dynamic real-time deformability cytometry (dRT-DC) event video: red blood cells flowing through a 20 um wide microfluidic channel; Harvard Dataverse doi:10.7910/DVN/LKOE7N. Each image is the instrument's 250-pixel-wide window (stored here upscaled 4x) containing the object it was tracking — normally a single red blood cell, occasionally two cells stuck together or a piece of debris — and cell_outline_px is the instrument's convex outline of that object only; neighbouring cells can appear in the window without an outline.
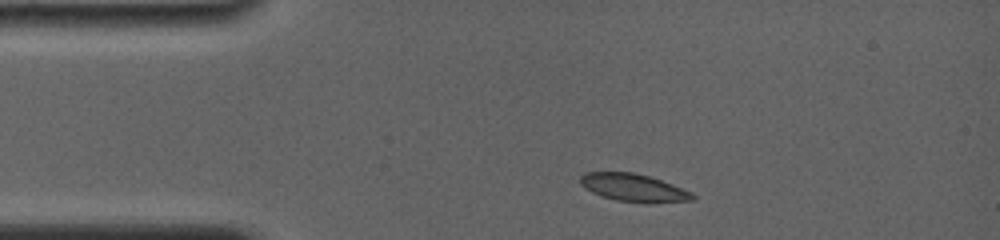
{"species": "common noctule bat (a hibernating species)", "species_latin": "Nyctalus noctula", "temperature_condition": "room temperature", "stored_images_in_passage": 4, "camera_frame_rate_fps": 4000, "um_per_image_px": 0.085, "animal": {"sex": "female", "body_mass_g": 19.0, "forearm_length_mm": 56.7}, "frame": {"image": 1, "passage_image": 1, "time_ms": 0.0, "image_size_px": [1000, 240], "cell_outline_px": [[696, 196], [692, 200], [648, 204], [616, 200], [592, 192], [584, 188], [580, 184], [580, 176], [584, 172], [632, 172], [648, 176], [672, 184], [692, 192]], "centroid_in_image_um": [53.86, 15.96], "position_along_channel_um": 31.1, "area_um2": 18.21}}
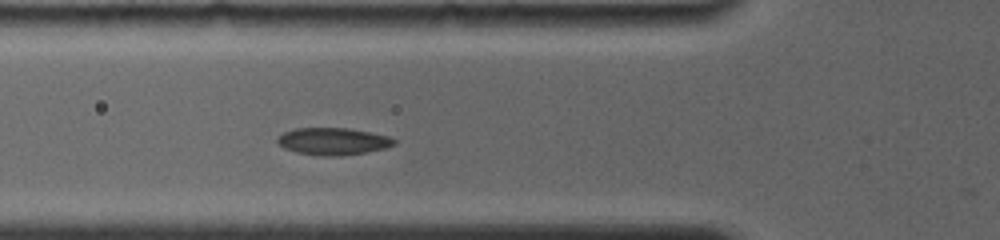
{"frame": {"image": 2, "passage_image": 4, "time_ms": 2.75, "image_size_px": [1000, 240], "cell_outline_px": [[396, 144], [384, 148], [364, 152], [340, 156], [320, 156], [296, 152], [284, 148], [276, 140], [276, 136], [292, 128], [348, 128], [388, 136], [396, 140]], "centroid_in_image_um": [28.26, 12.01], "position_along_channel_um": 97.5, "area_um2": 18.44}}